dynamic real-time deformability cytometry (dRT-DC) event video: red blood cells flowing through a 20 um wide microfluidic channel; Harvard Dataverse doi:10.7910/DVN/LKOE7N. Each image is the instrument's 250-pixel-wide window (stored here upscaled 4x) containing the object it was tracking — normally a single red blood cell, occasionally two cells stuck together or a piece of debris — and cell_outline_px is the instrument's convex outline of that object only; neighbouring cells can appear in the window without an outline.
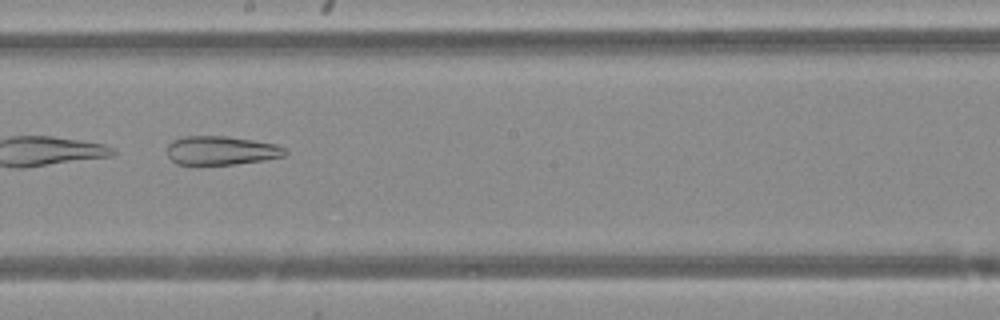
{"species": "Egyptian fruit bat (a non-hibernating species)", "species_latin": "Rousettus aegyptiacus", "temperature_condition": "warm", "stored_images_in_passage": 31, "camera_frame_rate_fps": 3000, "um_per_image_px": 0.085, "animal": {"sex": "female"}, "frame": {"image": 1, "passage_image": 14, "time_ms": 4.333, "image_size_px": [1000, 320], "cell_outline_px": [[288, 156], [264, 160], [236, 164], [176, 164], [168, 156], [168, 144], [172, 140], [184, 136], [228, 136], [276, 144], [288, 148]], "centroid_in_image_um": [18.86, 12.79], "position_along_channel_um": 229.3, "area_um2": 20.0}}